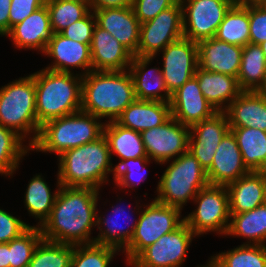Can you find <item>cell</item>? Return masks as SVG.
<instances>
[{"label": "cell", "mask_w": 266, "mask_h": 267, "mask_svg": "<svg viewBox=\"0 0 266 267\" xmlns=\"http://www.w3.org/2000/svg\"><path fill=\"white\" fill-rule=\"evenodd\" d=\"M170 109L174 119L189 127L217 112L202 94L195 76L172 94Z\"/></svg>", "instance_id": "cell-16"}, {"label": "cell", "mask_w": 266, "mask_h": 267, "mask_svg": "<svg viewBox=\"0 0 266 267\" xmlns=\"http://www.w3.org/2000/svg\"><path fill=\"white\" fill-rule=\"evenodd\" d=\"M11 0H0V35L9 33V10Z\"/></svg>", "instance_id": "cell-48"}, {"label": "cell", "mask_w": 266, "mask_h": 267, "mask_svg": "<svg viewBox=\"0 0 266 267\" xmlns=\"http://www.w3.org/2000/svg\"><path fill=\"white\" fill-rule=\"evenodd\" d=\"M92 114L79 111L44 123L31 149L56 153L96 141L104 135L105 123Z\"/></svg>", "instance_id": "cell-5"}, {"label": "cell", "mask_w": 266, "mask_h": 267, "mask_svg": "<svg viewBox=\"0 0 266 267\" xmlns=\"http://www.w3.org/2000/svg\"><path fill=\"white\" fill-rule=\"evenodd\" d=\"M96 18L92 10L81 20L73 22L70 26L60 32L66 38L91 45Z\"/></svg>", "instance_id": "cell-42"}, {"label": "cell", "mask_w": 266, "mask_h": 267, "mask_svg": "<svg viewBox=\"0 0 266 267\" xmlns=\"http://www.w3.org/2000/svg\"><path fill=\"white\" fill-rule=\"evenodd\" d=\"M90 54L93 71H125L133 55L107 30L97 24L93 30Z\"/></svg>", "instance_id": "cell-19"}, {"label": "cell", "mask_w": 266, "mask_h": 267, "mask_svg": "<svg viewBox=\"0 0 266 267\" xmlns=\"http://www.w3.org/2000/svg\"><path fill=\"white\" fill-rule=\"evenodd\" d=\"M257 92L266 99V76L263 84L257 89Z\"/></svg>", "instance_id": "cell-52"}, {"label": "cell", "mask_w": 266, "mask_h": 267, "mask_svg": "<svg viewBox=\"0 0 266 267\" xmlns=\"http://www.w3.org/2000/svg\"><path fill=\"white\" fill-rule=\"evenodd\" d=\"M161 53H163L162 75L168 92L172 95L195 76L198 67V45L183 37L167 45Z\"/></svg>", "instance_id": "cell-14"}, {"label": "cell", "mask_w": 266, "mask_h": 267, "mask_svg": "<svg viewBox=\"0 0 266 267\" xmlns=\"http://www.w3.org/2000/svg\"><path fill=\"white\" fill-rule=\"evenodd\" d=\"M250 43L266 42V4L249 6Z\"/></svg>", "instance_id": "cell-44"}, {"label": "cell", "mask_w": 266, "mask_h": 267, "mask_svg": "<svg viewBox=\"0 0 266 267\" xmlns=\"http://www.w3.org/2000/svg\"><path fill=\"white\" fill-rule=\"evenodd\" d=\"M198 267H227L216 255L211 256L210 260L207 262L206 266Z\"/></svg>", "instance_id": "cell-51"}, {"label": "cell", "mask_w": 266, "mask_h": 267, "mask_svg": "<svg viewBox=\"0 0 266 267\" xmlns=\"http://www.w3.org/2000/svg\"><path fill=\"white\" fill-rule=\"evenodd\" d=\"M183 37L193 42L210 39L234 5L233 0H180Z\"/></svg>", "instance_id": "cell-10"}, {"label": "cell", "mask_w": 266, "mask_h": 267, "mask_svg": "<svg viewBox=\"0 0 266 267\" xmlns=\"http://www.w3.org/2000/svg\"><path fill=\"white\" fill-rule=\"evenodd\" d=\"M59 158L58 179L61 186L100 190L114 172L106 137L63 152ZM108 174V175H107Z\"/></svg>", "instance_id": "cell-3"}, {"label": "cell", "mask_w": 266, "mask_h": 267, "mask_svg": "<svg viewBox=\"0 0 266 267\" xmlns=\"http://www.w3.org/2000/svg\"><path fill=\"white\" fill-rule=\"evenodd\" d=\"M118 250L91 243L73 245L70 267H108Z\"/></svg>", "instance_id": "cell-38"}, {"label": "cell", "mask_w": 266, "mask_h": 267, "mask_svg": "<svg viewBox=\"0 0 266 267\" xmlns=\"http://www.w3.org/2000/svg\"><path fill=\"white\" fill-rule=\"evenodd\" d=\"M230 214H240L264 204L265 171H250L226 185Z\"/></svg>", "instance_id": "cell-24"}, {"label": "cell", "mask_w": 266, "mask_h": 267, "mask_svg": "<svg viewBox=\"0 0 266 267\" xmlns=\"http://www.w3.org/2000/svg\"><path fill=\"white\" fill-rule=\"evenodd\" d=\"M45 4L49 10L53 33H60L91 11L87 2L77 0H46Z\"/></svg>", "instance_id": "cell-36"}, {"label": "cell", "mask_w": 266, "mask_h": 267, "mask_svg": "<svg viewBox=\"0 0 266 267\" xmlns=\"http://www.w3.org/2000/svg\"><path fill=\"white\" fill-rule=\"evenodd\" d=\"M31 225L14 217L3 209H0V243H9L12 239L18 238Z\"/></svg>", "instance_id": "cell-45"}, {"label": "cell", "mask_w": 266, "mask_h": 267, "mask_svg": "<svg viewBox=\"0 0 266 267\" xmlns=\"http://www.w3.org/2000/svg\"><path fill=\"white\" fill-rule=\"evenodd\" d=\"M153 59L154 57L134 56L131 61L128 70L133 80L136 99L170 103L172 95L165 85L161 68L146 69Z\"/></svg>", "instance_id": "cell-23"}, {"label": "cell", "mask_w": 266, "mask_h": 267, "mask_svg": "<svg viewBox=\"0 0 266 267\" xmlns=\"http://www.w3.org/2000/svg\"><path fill=\"white\" fill-rule=\"evenodd\" d=\"M249 171L266 170V132L252 127H230Z\"/></svg>", "instance_id": "cell-29"}, {"label": "cell", "mask_w": 266, "mask_h": 267, "mask_svg": "<svg viewBox=\"0 0 266 267\" xmlns=\"http://www.w3.org/2000/svg\"><path fill=\"white\" fill-rule=\"evenodd\" d=\"M183 38L180 1L141 24L137 56L156 57L167 45Z\"/></svg>", "instance_id": "cell-11"}, {"label": "cell", "mask_w": 266, "mask_h": 267, "mask_svg": "<svg viewBox=\"0 0 266 267\" xmlns=\"http://www.w3.org/2000/svg\"><path fill=\"white\" fill-rule=\"evenodd\" d=\"M224 113L229 127H252L266 132V99L257 91H243Z\"/></svg>", "instance_id": "cell-26"}, {"label": "cell", "mask_w": 266, "mask_h": 267, "mask_svg": "<svg viewBox=\"0 0 266 267\" xmlns=\"http://www.w3.org/2000/svg\"><path fill=\"white\" fill-rule=\"evenodd\" d=\"M43 239L38 226H30L18 238L9 242L10 267H28L34 250Z\"/></svg>", "instance_id": "cell-39"}, {"label": "cell", "mask_w": 266, "mask_h": 267, "mask_svg": "<svg viewBox=\"0 0 266 267\" xmlns=\"http://www.w3.org/2000/svg\"><path fill=\"white\" fill-rule=\"evenodd\" d=\"M23 139L14 130L0 125V174L12 176L19 166L20 160L31 150V146L23 145Z\"/></svg>", "instance_id": "cell-35"}, {"label": "cell", "mask_w": 266, "mask_h": 267, "mask_svg": "<svg viewBox=\"0 0 266 267\" xmlns=\"http://www.w3.org/2000/svg\"><path fill=\"white\" fill-rule=\"evenodd\" d=\"M151 160L148 157H139L136 159H127L120 161L115 167L113 172L114 182L117 187L133 188L141 184V181L146 176V165ZM134 166V167H133ZM144 171V172H143Z\"/></svg>", "instance_id": "cell-41"}, {"label": "cell", "mask_w": 266, "mask_h": 267, "mask_svg": "<svg viewBox=\"0 0 266 267\" xmlns=\"http://www.w3.org/2000/svg\"><path fill=\"white\" fill-rule=\"evenodd\" d=\"M195 77L207 102L217 112H224L228 105L243 92L237 77L231 75L208 72L197 67Z\"/></svg>", "instance_id": "cell-25"}, {"label": "cell", "mask_w": 266, "mask_h": 267, "mask_svg": "<svg viewBox=\"0 0 266 267\" xmlns=\"http://www.w3.org/2000/svg\"><path fill=\"white\" fill-rule=\"evenodd\" d=\"M208 184L207 172L193 154L186 151L165 169L157 184L155 200L182 210Z\"/></svg>", "instance_id": "cell-7"}, {"label": "cell", "mask_w": 266, "mask_h": 267, "mask_svg": "<svg viewBox=\"0 0 266 267\" xmlns=\"http://www.w3.org/2000/svg\"><path fill=\"white\" fill-rule=\"evenodd\" d=\"M235 6L263 5L266 0H233Z\"/></svg>", "instance_id": "cell-50"}, {"label": "cell", "mask_w": 266, "mask_h": 267, "mask_svg": "<svg viewBox=\"0 0 266 267\" xmlns=\"http://www.w3.org/2000/svg\"><path fill=\"white\" fill-rule=\"evenodd\" d=\"M96 24L107 30L133 55L137 56L141 23L132 6L92 10Z\"/></svg>", "instance_id": "cell-18"}, {"label": "cell", "mask_w": 266, "mask_h": 267, "mask_svg": "<svg viewBox=\"0 0 266 267\" xmlns=\"http://www.w3.org/2000/svg\"><path fill=\"white\" fill-rule=\"evenodd\" d=\"M180 0H133L132 8L135 16L142 24L154 19L161 11H164Z\"/></svg>", "instance_id": "cell-43"}, {"label": "cell", "mask_w": 266, "mask_h": 267, "mask_svg": "<svg viewBox=\"0 0 266 267\" xmlns=\"http://www.w3.org/2000/svg\"><path fill=\"white\" fill-rule=\"evenodd\" d=\"M264 204H266V170H265V191H264Z\"/></svg>", "instance_id": "cell-54"}, {"label": "cell", "mask_w": 266, "mask_h": 267, "mask_svg": "<svg viewBox=\"0 0 266 267\" xmlns=\"http://www.w3.org/2000/svg\"><path fill=\"white\" fill-rule=\"evenodd\" d=\"M9 243H0V267H10Z\"/></svg>", "instance_id": "cell-49"}, {"label": "cell", "mask_w": 266, "mask_h": 267, "mask_svg": "<svg viewBox=\"0 0 266 267\" xmlns=\"http://www.w3.org/2000/svg\"><path fill=\"white\" fill-rule=\"evenodd\" d=\"M171 117L170 103L160 101L135 100L116 122L137 132L161 126Z\"/></svg>", "instance_id": "cell-27"}, {"label": "cell", "mask_w": 266, "mask_h": 267, "mask_svg": "<svg viewBox=\"0 0 266 267\" xmlns=\"http://www.w3.org/2000/svg\"><path fill=\"white\" fill-rule=\"evenodd\" d=\"M46 0H11L9 10V31L26 17L45 5Z\"/></svg>", "instance_id": "cell-46"}, {"label": "cell", "mask_w": 266, "mask_h": 267, "mask_svg": "<svg viewBox=\"0 0 266 267\" xmlns=\"http://www.w3.org/2000/svg\"><path fill=\"white\" fill-rule=\"evenodd\" d=\"M136 204L139 218L134 235L123 251L126 253V262L129 265L145 248L154 244L162 235L178 228L185 219L181 217L179 208L168 206L153 200L144 206L143 211ZM142 212V213H141Z\"/></svg>", "instance_id": "cell-8"}, {"label": "cell", "mask_w": 266, "mask_h": 267, "mask_svg": "<svg viewBox=\"0 0 266 267\" xmlns=\"http://www.w3.org/2000/svg\"><path fill=\"white\" fill-rule=\"evenodd\" d=\"M98 195L95 188L61 186L49 217L39 227L43 239L74 246L94 243L90 235L96 226Z\"/></svg>", "instance_id": "cell-1"}, {"label": "cell", "mask_w": 266, "mask_h": 267, "mask_svg": "<svg viewBox=\"0 0 266 267\" xmlns=\"http://www.w3.org/2000/svg\"><path fill=\"white\" fill-rule=\"evenodd\" d=\"M206 172L209 184L224 186L250 172L243 162L236 138L231 131L220 142L211 167Z\"/></svg>", "instance_id": "cell-20"}, {"label": "cell", "mask_w": 266, "mask_h": 267, "mask_svg": "<svg viewBox=\"0 0 266 267\" xmlns=\"http://www.w3.org/2000/svg\"><path fill=\"white\" fill-rule=\"evenodd\" d=\"M227 267H266V246L242 244L216 254Z\"/></svg>", "instance_id": "cell-40"}, {"label": "cell", "mask_w": 266, "mask_h": 267, "mask_svg": "<svg viewBox=\"0 0 266 267\" xmlns=\"http://www.w3.org/2000/svg\"><path fill=\"white\" fill-rule=\"evenodd\" d=\"M266 76V59L260 45L248 43L243 47L237 76L243 91H257Z\"/></svg>", "instance_id": "cell-32"}, {"label": "cell", "mask_w": 266, "mask_h": 267, "mask_svg": "<svg viewBox=\"0 0 266 267\" xmlns=\"http://www.w3.org/2000/svg\"><path fill=\"white\" fill-rule=\"evenodd\" d=\"M226 235L247 238L243 244L266 246V204L240 214H230Z\"/></svg>", "instance_id": "cell-30"}, {"label": "cell", "mask_w": 266, "mask_h": 267, "mask_svg": "<svg viewBox=\"0 0 266 267\" xmlns=\"http://www.w3.org/2000/svg\"><path fill=\"white\" fill-rule=\"evenodd\" d=\"M0 125L14 130L31 146L40 125L36 113V87L33 75L21 77L0 88ZM32 134V138L28 135Z\"/></svg>", "instance_id": "cell-6"}, {"label": "cell", "mask_w": 266, "mask_h": 267, "mask_svg": "<svg viewBox=\"0 0 266 267\" xmlns=\"http://www.w3.org/2000/svg\"><path fill=\"white\" fill-rule=\"evenodd\" d=\"M189 129L188 151L207 171L211 167L217 147L230 131L228 118L224 112H216L211 118L202 120Z\"/></svg>", "instance_id": "cell-15"}, {"label": "cell", "mask_w": 266, "mask_h": 267, "mask_svg": "<svg viewBox=\"0 0 266 267\" xmlns=\"http://www.w3.org/2000/svg\"><path fill=\"white\" fill-rule=\"evenodd\" d=\"M43 54L54 59L51 66L45 68L47 70L72 73V67L80 68L84 70L82 76L93 71L90 46L66 38L60 33L52 35Z\"/></svg>", "instance_id": "cell-17"}, {"label": "cell", "mask_w": 266, "mask_h": 267, "mask_svg": "<svg viewBox=\"0 0 266 267\" xmlns=\"http://www.w3.org/2000/svg\"><path fill=\"white\" fill-rule=\"evenodd\" d=\"M196 209L184 217L196 236L216 232L226 235L230 224L229 196L226 186L208 184L193 199Z\"/></svg>", "instance_id": "cell-9"}, {"label": "cell", "mask_w": 266, "mask_h": 267, "mask_svg": "<svg viewBox=\"0 0 266 267\" xmlns=\"http://www.w3.org/2000/svg\"><path fill=\"white\" fill-rule=\"evenodd\" d=\"M198 67L208 72L238 76L242 46H236L217 40L215 37L199 41Z\"/></svg>", "instance_id": "cell-21"}, {"label": "cell", "mask_w": 266, "mask_h": 267, "mask_svg": "<svg viewBox=\"0 0 266 267\" xmlns=\"http://www.w3.org/2000/svg\"><path fill=\"white\" fill-rule=\"evenodd\" d=\"M104 136L107 139L111 157L113 153L120 158V161L148 157L140 132L123 127L116 121H106Z\"/></svg>", "instance_id": "cell-28"}, {"label": "cell", "mask_w": 266, "mask_h": 267, "mask_svg": "<svg viewBox=\"0 0 266 267\" xmlns=\"http://www.w3.org/2000/svg\"><path fill=\"white\" fill-rule=\"evenodd\" d=\"M77 1L87 2L88 4L90 3V0H77Z\"/></svg>", "instance_id": "cell-55"}, {"label": "cell", "mask_w": 266, "mask_h": 267, "mask_svg": "<svg viewBox=\"0 0 266 267\" xmlns=\"http://www.w3.org/2000/svg\"><path fill=\"white\" fill-rule=\"evenodd\" d=\"M36 87V113L40 126L81 111V73L55 72L47 69L32 74Z\"/></svg>", "instance_id": "cell-4"}, {"label": "cell", "mask_w": 266, "mask_h": 267, "mask_svg": "<svg viewBox=\"0 0 266 267\" xmlns=\"http://www.w3.org/2000/svg\"><path fill=\"white\" fill-rule=\"evenodd\" d=\"M189 136V126L181 124L172 116L161 126L141 132L148 158L161 165L188 151Z\"/></svg>", "instance_id": "cell-13"}, {"label": "cell", "mask_w": 266, "mask_h": 267, "mask_svg": "<svg viewBox=\"0 0 266 267\" xmlns=\"http://www.w3.org/2000/svg\"><path fill=\"white\" fill-rule=\"evenodd\" d=\"M260 47L264 53V57L266 59V42H263L262 44H260Z\"/></svg>", "instance_id": "cell-53"}, {"label": "cell", "mask_w": 266, "mask_h": 267, "mask_svg": "<svg viewBox=\"0 0 266 267\" xmlns=\"http://www.w3.org/2000/svg\"><path fill=\"white\" fill-rule=\"evenodd\" d=\"M136 100L129 70L90 71L82 76L81 111L97 118L116 121Z\"/></svg>", "instance_id": "cell-2"}, {"label": "cell", "mask_w": 266, "mask_h": 267, "mask_svg": "<svg viewBox=\"0 0 266 267\" xmlns=\"http://www.w3.org/2000/svg\"><path fill=\"white\" fill-rule=\"evenodd\" d=\"M133 0H90V9L121 8L132 6Z\"/></svg>", "instance_id": "cell-47"}, {"label": "cell", "mask_w": 266, "mask_h": 267, "mask_svg": "<svg viewBox=\"0 0 266 267\" xmlns=\"http://www.w3.org/2000/svg\"><path fill=\"white\" fill-rule=\"evenodd\" d=\"M50 14L45 4L11 28L6 35L19 49H34L43 53L53 35Z\"/></svg>", "instance_id": "cell-22"}, {"label": "cell", "mask_w": 266, "mask_h": 267, "mask_svg": "<svg viewBox=\"0 0 266 267\" xmlns=\"http://www.w3.org/2000/svg\"><path fill=\"white\" fill-rule=\"evenodd\" d=\"M73 245L42 239L28 267H70Z\"/></svg>", "instance_id": "cell-37"}, {"label": "cell", "mask_w": 266, "mask_h": 267, "mask_svg": "<svg viewBox=\"0 0 266 267\" xmlns=\"http://www.w3.org/2000/svg\"><path fill=\"white\" fill-rule=\"evenodd\" d=\"M30 180L25 192L24 203L29 212L28 214L39 220L36 226L40 227L50 215L61 184L57 177L58 189L55 193H52L50 187L40 174H36Z\"/></svg>", "instance_id": "cell-33"}, {"label": "cell", "mask_w": 266, "mask_h": 267, "mask_svg": "<svg viewBox=\"0 0 266 267\" xmlns=\"http://www.w3.org/2000/svg\"><path fill=\"white\" fill-rule=\"evenodd\" d=\"M214 37L236 46L244 47L250 43L249 6L233 5L226 13Z\"/></svg>", "instance_id": "cell-34"}, {"label": "cell", "mask_w": 266, "mask_h": 267, "mask_svg": "<svg viewBox=\"0 0 266 267\" xmlns=\"http://www.w3.org/2000/svg\"><path fill=\"white\" fill-rule=\"evenodd\" d=\"M114 207L113 206L111 207L112 208L111 215L115 216V214H120V213L122 215L124 214L123 213L125 212L124 208H121V206L117 205ZM110 216L107 215V217H101L97 214L96 227L97 229H99V234L97 235L96 238H94V243L112 247L117 249L118 251L121 250L124 251L134 235L138 219L134 221L135 223L132 221L129 230L125 226L120 225V222H118L119 221L118 218H112V216L111 217ZM121 216L119 215V217ZM128 216L129 215L126 216V219L129 221L130 218H127ZM102 225L105 227H103Z\"/></svg>", "instance_id": "cell-31"}, {"label": "cell", "mask_w": 266, "mask_h": 267, "mask_svg": "<svg viewBox=\"0 0 266 267\" xmlns=\"http://www.w3.org/2000/svg\"><path fill=\"white\" fill-rule=\"evenodd\" d=\"M197 237L184 221L178 228L162 235L145 248L131 267H180L186 260L192 238Z\"/></svg>", "instance_id": "cell-12"}]
</instances>
